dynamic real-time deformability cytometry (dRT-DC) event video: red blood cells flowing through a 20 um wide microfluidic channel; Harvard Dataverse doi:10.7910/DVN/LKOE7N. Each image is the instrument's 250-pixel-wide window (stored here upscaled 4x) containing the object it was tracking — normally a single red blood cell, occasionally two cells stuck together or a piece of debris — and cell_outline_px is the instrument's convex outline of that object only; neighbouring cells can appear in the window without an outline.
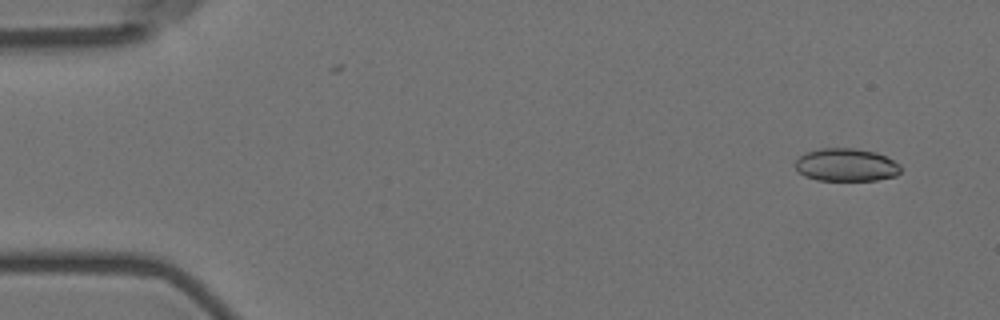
{"species": "Egyptian fruit bat (a non-hibernating species)", "species_latin": "Rousettus aegyptiacus", "temperature_condition": "room temperature", "stored_images_in_passage": 6, "camera_frame_rate_fps": 3000, "um_per_image_px": 0.085, "animal": {"sex": "female"}, "frame": {"image": 1, "passage_image": 1, "time_ms": 0.0, "image_size_px": [1000, 320], "cell_outline_px": [[900, 172], [896, 176], [876, 180], [816, 180], [804, 176], [796, 168], [796, 160], [804, 152], [820, 148], [856, 148], [876, 152], [900, 164]], "centroid_in_image_um": [71.91, 14.01], "position_along_channel_um": 13.1, "area_um2": 20.23}}
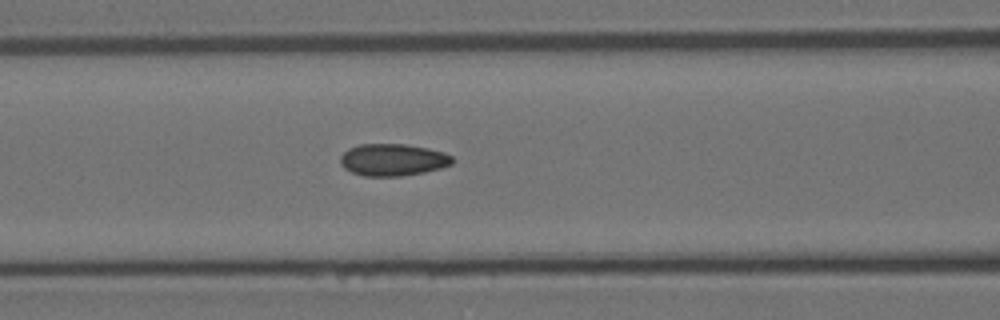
{"frame": {"image": 2, "passage_image": 6, "time_ms": 6.667, "image_size_px": [1000, 320], "cell_outline_px": [[452, 164], [440, 168], [424, 172], [400, 176], [364, 176], [352, 172], [344, 168], [340, 164], [340, 156], [348, 148], [360, 144], [404, 144], [428, 148], [444, 152], [452, 156]], "centroid_in_image_um": [33.37, 13.58], "position_along_channel_um": 133.2, "area_um2": 20.92}}